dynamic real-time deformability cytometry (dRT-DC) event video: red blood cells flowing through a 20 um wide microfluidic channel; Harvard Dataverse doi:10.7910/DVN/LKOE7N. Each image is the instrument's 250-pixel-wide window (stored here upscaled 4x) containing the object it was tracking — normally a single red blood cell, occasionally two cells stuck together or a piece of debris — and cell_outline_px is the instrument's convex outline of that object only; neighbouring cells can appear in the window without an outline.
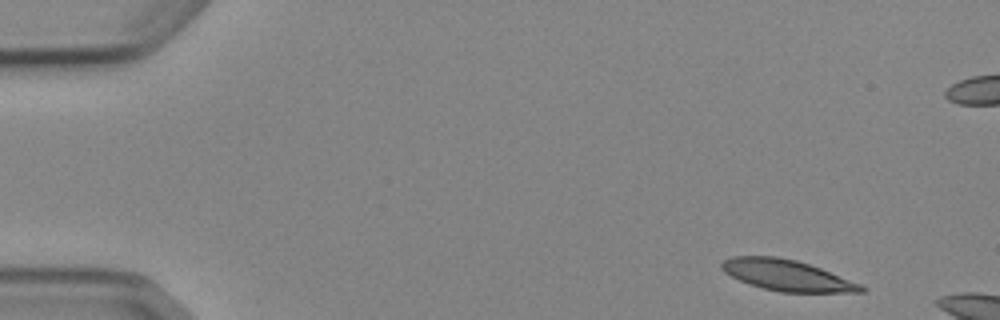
{"species": "Egyptian fruit bat (a non-hibernating species)", "species_latin": "Rousettus aegyptiacus", "temperature_condition": "cold", "stored_images_in_passage": 3, "camera_frame_rate_fps": 3000, "um_per_image_px": 0.085, "animal": {"sex": "female"}, "frame": {"image": 1, "passage_image": 1, "time_ms": 0.0, "image_size_px": [1000, 320], "cell_outline_px": [[868, 288], [864, 292], [780, 292], [764, 288], [740, 280], [724, 272], [720, 268], [720, 264], [724, 260], [732, 256], [776, 256], [796, 260], [820, 268], [860, 284]], "centroid_in_image_um": [66.88, 23.39], "position_along_channel_um": 18.1, "area_um2": 24.85}}